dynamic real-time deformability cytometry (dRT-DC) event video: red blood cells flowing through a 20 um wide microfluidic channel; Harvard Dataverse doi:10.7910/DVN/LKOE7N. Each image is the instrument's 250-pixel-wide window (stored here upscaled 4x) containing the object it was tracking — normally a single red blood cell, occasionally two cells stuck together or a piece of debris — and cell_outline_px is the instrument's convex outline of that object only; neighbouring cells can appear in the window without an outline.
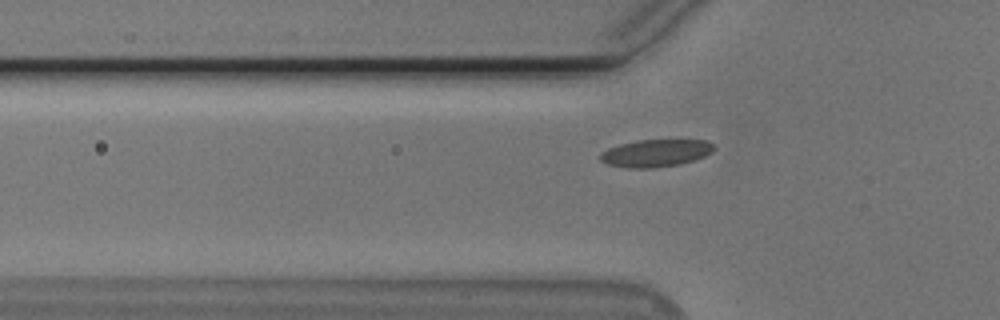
{"species": "Egyptian fruit bat (a non-hibernating species)", "species_latin": "Rousettus aegyptiacus", "temperature_condition": "cold", "stored_images_in_passage": 42, "segment_of_instrument_passage": [1, 2], "camera_frame_rate_fps": 3000, "um_per_image_px": 0.085, "animal": {"sex": "male"}, "frame": {"image": 1, "passage_image": 4, "time_ms": 1.0, "image_size_px": [1000, 320], "cell_outline_px": [[716, 148], [712, 152], [696, 160], [680, 164], [652, 168], [628, 168], [608, 164], [600, 160], [600, 152], [608, 148], [620, 144], [636, 140], [708, 140]], "centroid_in_image_um": [55.74, 13.01], "position_along_channel_um": 70.1, "area_um2": 18.26}}
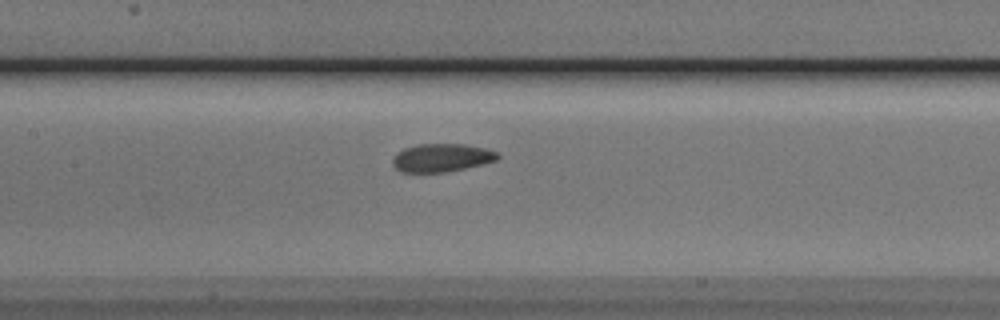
{"frame": {"image": 2, "passage_image": 12, "time_ms": 3.667, "image_size_px": [1000, 320], "cell_outline_px": [[500, 156], [496, 160], [464, 168], [444, 172], [400, 172], [392, 164], [392, 156], [396, 152], [404, 148], [416, 144], [464, 144], [484, 148], [496, 152]], "centroid_in_image_um": [37.46, 13.4], "position_along_channel_um": 169.9, "area_um2": 17.17}}
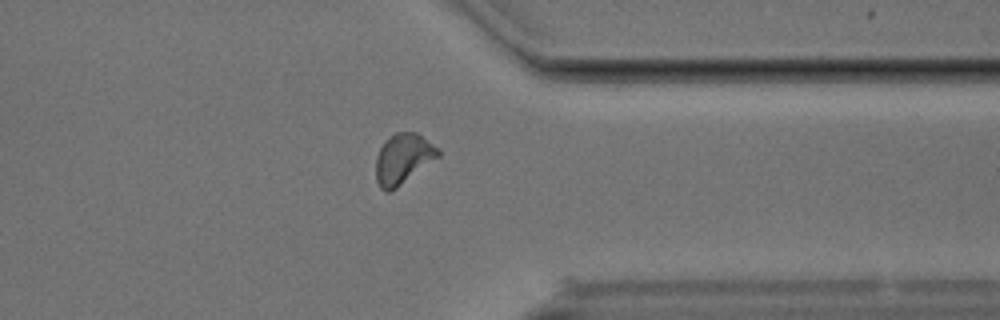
{"frame": {"image": 3, "passage_image": 29, "time_ms": 9.333, "image_size_px": [1000, 320], "cell_outline_px": [[440, 156], [396, 188], [388, 192], [384, 192], [380, 188], [376, 180], [376, 156], [384, 140], [388, 136], [396, 132], [416, 132], [440, 148]], "centroid_in_image_um": [34.26, 13.48], "position_along_channel_um": 377.1, "area_um2": 18.38}}